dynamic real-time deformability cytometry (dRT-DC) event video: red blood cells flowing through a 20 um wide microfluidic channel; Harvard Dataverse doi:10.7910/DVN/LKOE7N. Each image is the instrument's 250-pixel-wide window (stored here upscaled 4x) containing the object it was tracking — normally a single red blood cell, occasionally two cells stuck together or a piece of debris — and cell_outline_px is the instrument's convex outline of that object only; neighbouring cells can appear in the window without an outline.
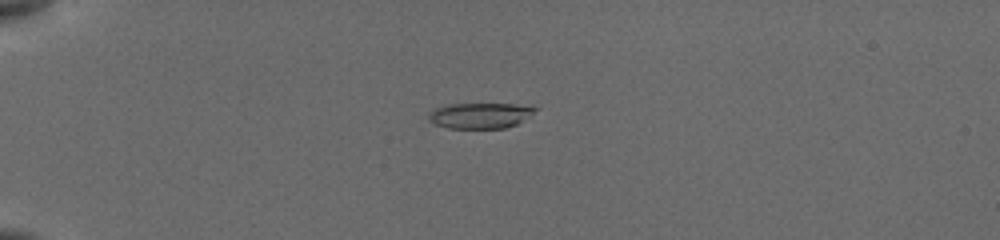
{"species": "common noctule bat (a hibernating species)", "species_latin": "Nyctalus noctula", "temperature_condition": "cold", "stored_images_in_passage": 39, "camera_frame_rate_fps": 3000, "um_per_image_px": 0.085, "animal": {"sex": "female", "body_mass_g": 19.5, "forearm_length_mm": 54.1}, "frame": {"image": 1, "passage_image": 4, "time_ms": 0.667, "image_size_px": [1000, 240], "cell_outline_px": [[540, 108], [516, 124], [504, 128], [448, 128], [436, 124], [428, 120], [428, 112], [436, 108], [452, 104], [512, 104]], "centroid_in_image_um": [40.78, 9.82], "position_along_channel_um": 44.2, "area_um2": 15.66}}
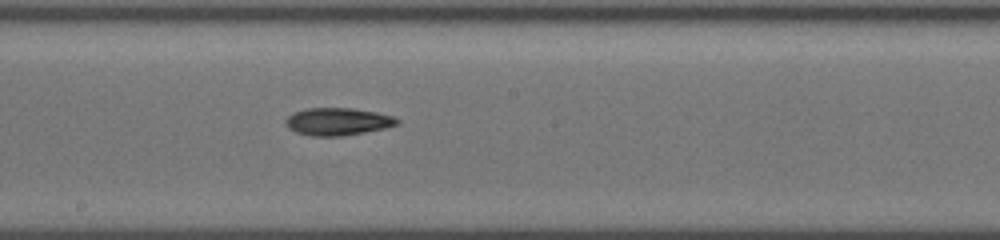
{"frame": {"image": 2, "passage_image": 24, "time_ms": 6.333, "image_size_px": [1000, 240], "cell_outline_px": [[400, 124], [384, 128], [364, 132], [340, 136], [312, 136], [296, 132], [288, 128], [284, 124], [284, 120], [292, 112], [308, 108], [352, 108], [376, 112], [392, 116], [400, 120]], "centroid_in_image_um": [28.67, 10.33], "position_along_channel_um": 219.5, "area_um2": 17.92}}
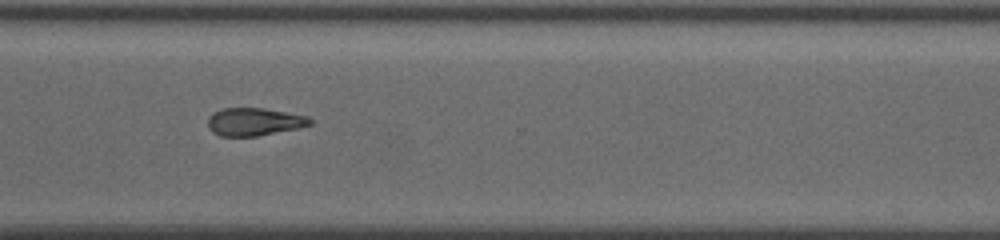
{"frame": {"image": 3, "passage_image": 38, "time_ms": 9.667, "image_size_px": [1000, 240], "cell_outline_px": [[312, 124], [300, 128], [256, 136], [220, 136], [212, 132], [208, 128], [208, 116], [212, 112], [224, 108], [264, 108], [308, 116], [312, 120]], "centroid_in_image_um": [21.6, 10.35], "position_along_channel_um": 349.0, "area_um2": 16.7}}